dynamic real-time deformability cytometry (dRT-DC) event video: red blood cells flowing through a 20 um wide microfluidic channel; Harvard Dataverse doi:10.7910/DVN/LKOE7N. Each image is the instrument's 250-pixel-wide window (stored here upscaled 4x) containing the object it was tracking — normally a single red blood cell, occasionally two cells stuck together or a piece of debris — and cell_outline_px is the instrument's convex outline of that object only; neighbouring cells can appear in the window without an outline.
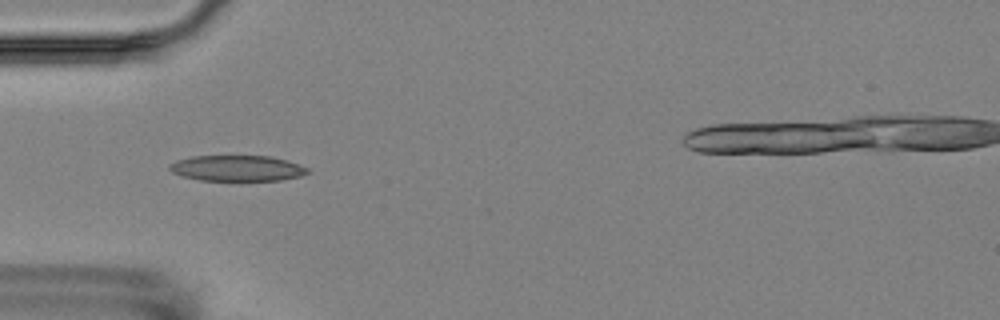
{"species": "Egyptian fruit bat (a non-hibernating species)", "species_latin": "Rousettus aegyptiacus", "temperature_condition": "room temperature", "stored_images_in_passage": 2, "camera_frame_rate_fps": 3000, "um_per_image_px": 0.085, "animal": {"sex": "female"}, "frame": {"image": 1, "passage_image": 1, "time_ms": 0.0, "image_size_px": [1000, 320], "cell_outline_px": [[308, 172], [300, 176], [280, 180], [200, 180], [184, 176], [172, 172], [168, 168], [168, 164], [176, 160], [192, 156], [272, 156], [288, 160], [308, 168]], "centroid_in_image_um": [20.14, 14.29], "position_along_channel_um": 64.9, "area_um2": 20.63}}